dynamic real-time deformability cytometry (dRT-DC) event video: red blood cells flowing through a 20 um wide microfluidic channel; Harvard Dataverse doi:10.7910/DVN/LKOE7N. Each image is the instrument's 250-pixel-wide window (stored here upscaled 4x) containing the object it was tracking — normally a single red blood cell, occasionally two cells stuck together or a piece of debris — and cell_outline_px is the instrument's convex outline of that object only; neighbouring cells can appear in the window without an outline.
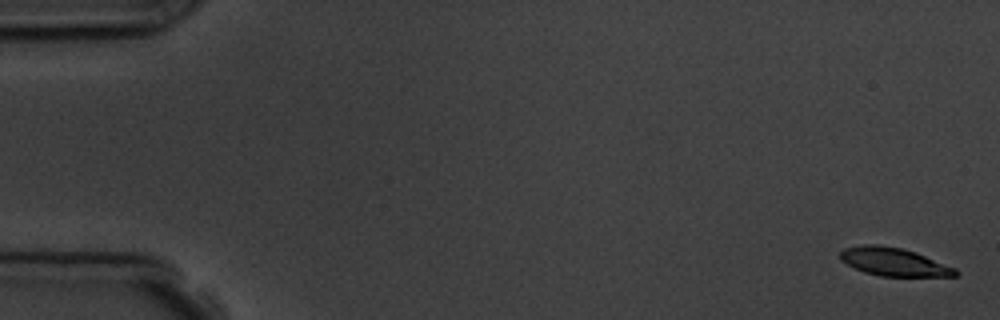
{"species": "common noctule bat (a hibernating species)", "species_latin": "Nyctalus noctula", "temperature_condition": "room temperature", "stored_images_in_passage": 6, "camera_frame_rate_fps": 3000, "um_per_image_px": 0.085, "animal": {"sex": "male", "body_mass_g": 19.5, "forearm_length_mm": 54.6}, "frame": {"image": 1, "passage_image": 1, "time_ms": 0.0, "image_size_px": [1000, 320], "cell_outline_px": [[960, 272], [956, 276], [880, 276], [864, 272], [840, 260], [840, 252], [844, 248], [860, 244], [880, 244], [900, 248], [916, 252], [956, 268]], "centroid_in_image_um": [75.98, 22.25], "position_along_channel_um": 9.0, "area_um2": 18.96}}
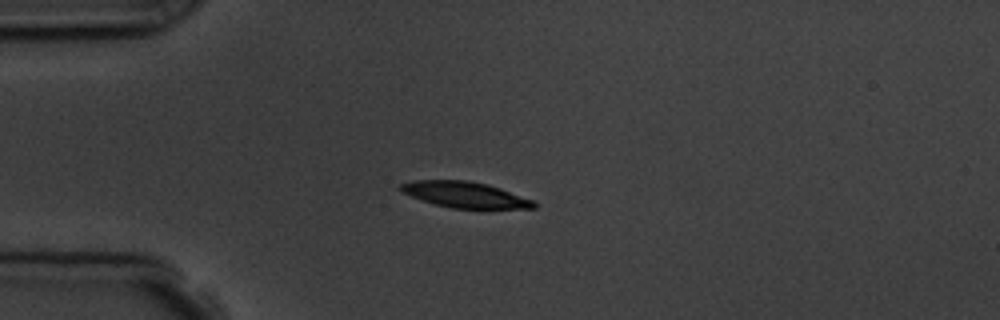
{"frame": {"image": 2, "passage_image": 4, "time_ms": 4.333, "image_size_px": [1000, 320], "cell_outline_px": [[536, 208], [452, 208], [436, 204], [412, 196], [396, 188], [400, 184], [412, 180], [468, 180], [488, 184], [500, 188], [532, 200], [536, 204]], "centroid_in_image_um": [39.5, 16.53], "position_along_channel_um": 45.5, "area_um2": 19.83}}